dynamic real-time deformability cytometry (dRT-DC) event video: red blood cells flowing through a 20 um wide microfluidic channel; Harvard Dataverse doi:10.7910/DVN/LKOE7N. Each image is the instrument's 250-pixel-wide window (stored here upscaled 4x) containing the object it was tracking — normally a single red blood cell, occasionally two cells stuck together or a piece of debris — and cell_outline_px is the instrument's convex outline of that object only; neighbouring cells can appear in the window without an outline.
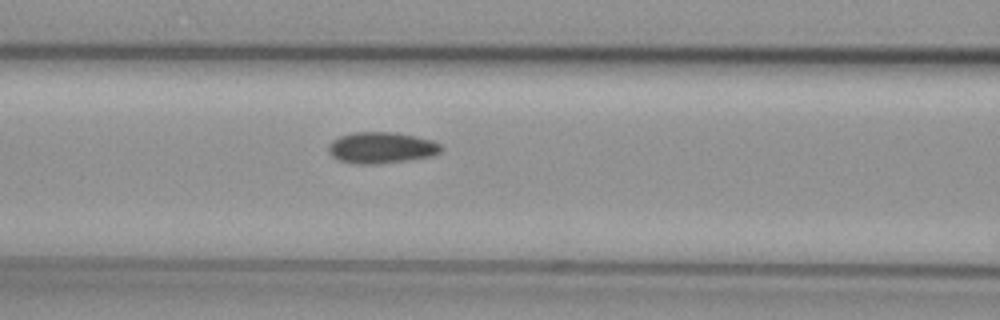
{"species": "common noctule bat (a hibernating species)", "species_latin": "Nyctalus noctula", "temperature_condition": "cold", "stored_images_in_passage": 22, "camera_frame_rate_fps": 3000, "um_per_image_px": 0.085, "animal": {"sex": "female", "body_mass_g": 29.2, "forearm_length_mm": 56.3}, "frame": {"image": 1, "passage_image": 11, "time_ms": 3.333, "image_size_px": [1000, 320], "cell_outline_px": [[444, 148], [440, 152], [432, 156], [380, 164], [356, 164], [340, 160], [332, 156], [328, 152], [328, 144], [332, 140], [340, 136], [352, 132], [396, 132], [436, 140]], "centroid_in_image_um": [32.44, 12.54], "position_along_channel_um": 134.2, "area_um2": 20.81}}
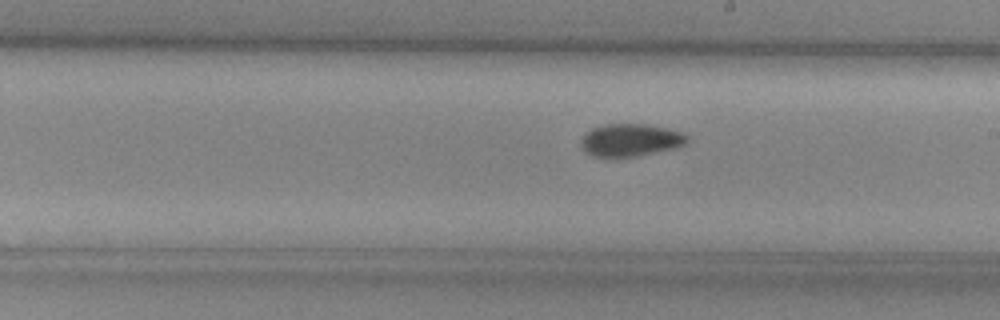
{"frame": {"image": 2, "passage_image": 19, "time_ms": 6.0, "image_size_px": [1000, 320], "cell_outline_px": [[688, 144], [676, 148], [636, 156], [592, 156], [584, 152], [580, 144], [580, 140], [584, 132], [592, 128], [604, 124], [648, 124], [668, 128], [684, 132], [688, 136]], "centroid_in_image_um": [53.6, 11.89], "position_along_channel_um": 235.4, "area_um2": 20.46}}